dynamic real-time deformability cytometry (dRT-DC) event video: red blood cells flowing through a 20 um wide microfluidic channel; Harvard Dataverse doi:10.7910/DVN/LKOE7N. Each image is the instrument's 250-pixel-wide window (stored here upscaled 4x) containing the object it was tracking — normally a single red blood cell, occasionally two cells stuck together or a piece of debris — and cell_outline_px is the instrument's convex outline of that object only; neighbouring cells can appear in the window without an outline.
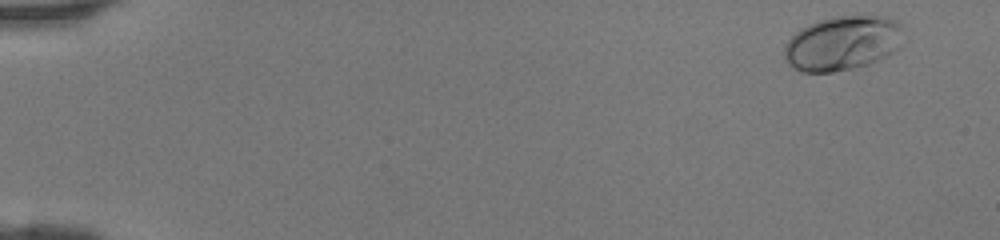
{"species": "human", "species_latin": "Homo sapiens", "temperature_condition": "room temperature", "stored_images_in_passage": 45, "camera_frame_rate_fps": 3000, "um_per_image_px": 0.085, "donor": {"sex": "female"}, "frame": {"image": 1, "passage_image": 2, "time_ms": 0.333, "image_size_px": [1000, 240], "cell_outline_px": [[908, 40], [900, 48], [888, 56], [868, 64], [852, 68], [832, 72], [804, 72], [792, 68], [788, 64], [784, 56], [784, 44], [800, 28], [808, 24], [832, 16], [888, 16], [896, 20], [900, 24]], "centroid_in_image_um": [71.68, 3.66], "position_along_channel_um": 13.3, "area_um2": 38.61}}
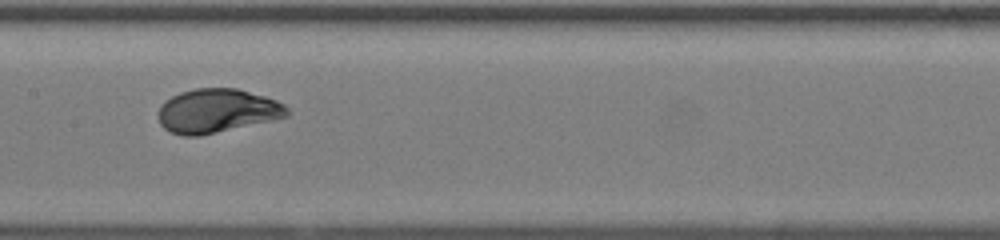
{"frame": {"image": 2, "passage_image": 24, "time_ms": 7.667, "image_size_px": [1000, 240], "cell_outline_px": [[288, 116], [200, 136], [184, 136], [172, 132], [164, 128], [160, 124], [160, 104], [164, 100], [180, 92], [196, 88], [236, 88], [264, 96], [276, 100], [284, 104], [288, 108]], "centroid_in_image_um": [18.43, 9.41], "position_along_channel_um": 189.0, "area_um2": 32.66}}
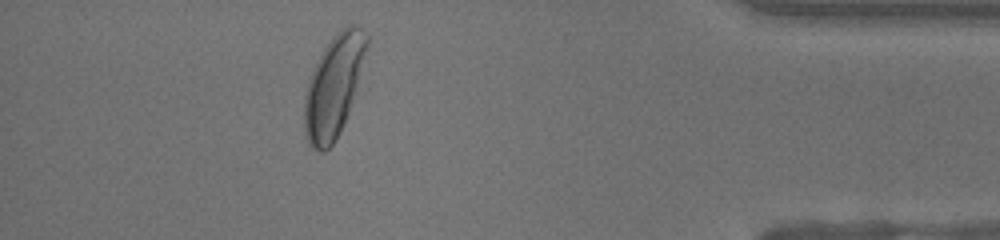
{"frame": {"image": 3, "passage_image": 41, "time_ms": 13.333, "image_size_px": [1000, 240], "cell_outline_px": [[368, 44], [360, 88], [344, 124], [336, 140], [324, 152], [320, 152], [312, 148], [308, 144], [304, 128], [304, 96], [312, 68], [320, 52], [340, 28], [348, 24], [352, 24], [360, 28], [368, 36]], "centroid_in_image_um": [28.4, 7.33], "position_along_channel_um": 406.8, "area_um2": 38.03}}